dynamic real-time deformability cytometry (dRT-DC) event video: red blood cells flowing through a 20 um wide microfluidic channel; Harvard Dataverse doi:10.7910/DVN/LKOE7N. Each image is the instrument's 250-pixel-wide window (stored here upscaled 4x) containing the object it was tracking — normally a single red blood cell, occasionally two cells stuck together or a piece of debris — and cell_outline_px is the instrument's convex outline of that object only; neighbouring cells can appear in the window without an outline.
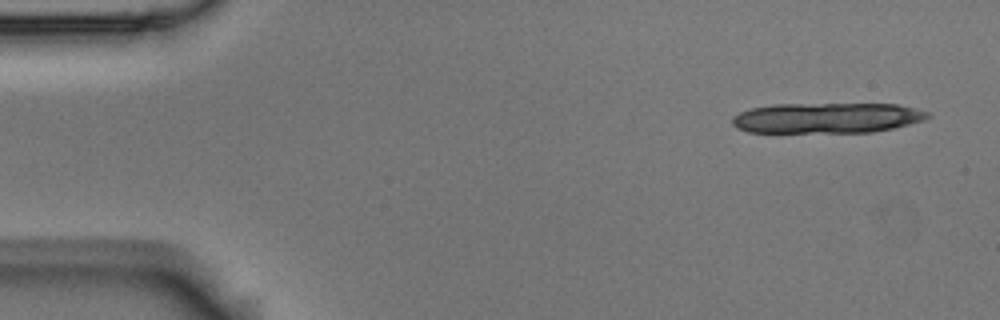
{"species": "Egyptian fruit bat (a non-hibernating species)", "species_latin": "Rousettus aegyptiacus", "temperature_condition": "room temperature", "stored_images_in_passage": 5, "camera_frame_rate_fps": 3000, "um_per_image_px": 0.085, "animal": {"sex": "male"}, "frame": {"image": 1, "passage_image": 5, "time_ms": 1.333, "image_size_px": [1000, 320], "cell_outline_px": [[932, 116], [924, 120], [892, 128], [872, 132], [748, 132], [736, 128], [732, 124], [732, 116], [740, 112], [752, 108], [772, 104], [896, 104], [928, 112]], "centroid_in_image_um": [70.25, 10.02], "position_along_channel_um": 14.8, "area_um2": 34.56}}